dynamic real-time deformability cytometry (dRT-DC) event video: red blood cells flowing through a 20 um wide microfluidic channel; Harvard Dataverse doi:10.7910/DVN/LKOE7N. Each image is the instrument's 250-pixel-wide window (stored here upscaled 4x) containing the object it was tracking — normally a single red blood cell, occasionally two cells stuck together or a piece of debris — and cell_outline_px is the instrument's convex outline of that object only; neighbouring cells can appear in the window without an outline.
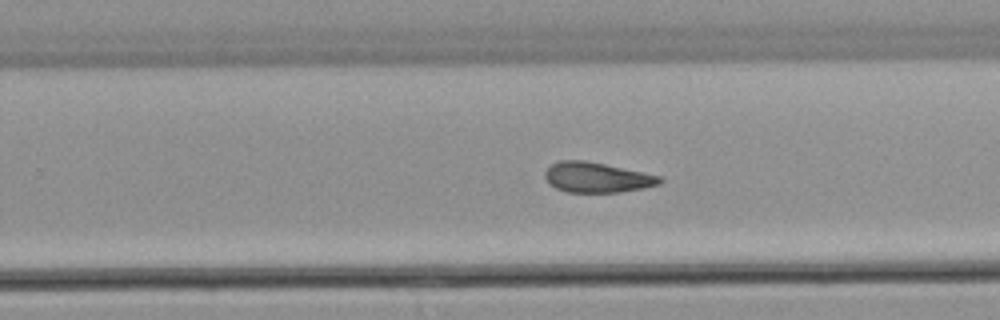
{"species": "common noctule bat (a hibernating species)", "species_latin": "Nyctalus noctula", "temperature_condition": "warm", "stored_images_in_passage": 47, "camera_frame_rate_fps": 3000, "um_per_image_px": 0.085, "animal": {"sex": "male", "body_mass_g": 21.5, "forearm_length_mm": 52.0}, "frame": {"image": 1, "passage_image": 27, "time_ms": 8.667, "image_size_px": [1000, 320], "cell_outline_px": [[664, 180], [660, 184], [644, 188], [620, 192], [568, 192], [556, 188], [548, 184], [544, 176], [544, 172], [552, 164], [560, 160], [584, 160], [604, 164], [660, 176]], "centroid_in_image_um": [50.71, 15.08], "position_along_channel_um": 279.1, "area_um2": 20.11}, "authors_computed_cell_mechanics": {"area_um2": 20.6924, "velocity_mm_per_s": 3.8762, "shape_relaxation_time_tau1_ms": null, "shape_relaxation_time_tau2_ms": 3.1029, "deformation_change_tau1": null, "deformation_change_tau2": 0.0897}}